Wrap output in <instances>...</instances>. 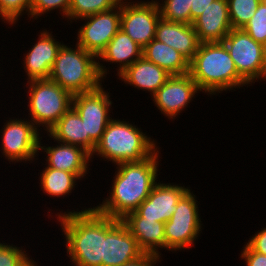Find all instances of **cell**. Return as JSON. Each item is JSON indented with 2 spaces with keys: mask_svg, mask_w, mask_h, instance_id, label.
Here are the masks:
<instances>
[{
  "mask_svg": "<svg viewBox=\"0 0 266 266\" xmlns=\"http://www.w3.org/2000/svg\"><path fill=\"white\" fill-rule=\"evenodd\" d=\"M246 244L255 252L266 255V228L255 232Z\"/></svg>",
  "mask_w": 266,
  "mask_h": 266,
  "instance_id": "cell-34",
  "label": "cell"
},
{
  "mask_svg": "<svg viewBox=\"0 0 266 266\" xmlns=\"http://www.w3.org/2000/svg\"><path fill=\"white\" fill-rule=\"evenodd\" d=\"M154 39L174 48L189 62L200 44L192 24L171 22L162 17L157 23Z\"/></svg>",
  "mask_w": 266,
  "mask_h": 266,
  "instance_id": "cell-21",
  "label": "cell"
},
{
  "mask_svg": "<svg viewBox=\"0 0 266 266\" xmlns=\"http://www.w3.org/2000/svg\"><path fill=\"white\" fill-rule=\"evenodd\" d=\"M77 21H84V24L78 28L76 43L98 57L120 30L121 1L111 10L99 12Z\"/></svg>",
  "mask_w": 266,
  "mask_h": 266,
  "instance_id": "cell-12",
  "label": "cell"
},
{
  "mask_svg": "<svg viewBox=\"0 0 266 266\" xmlns=\"http://www.w3.org/2000/svg\"><path fill=\"white\" fill-rule=\"evenodd\" d=\"M156 1L163 19L177 23L191 24L193 0H151ZM161 1V2H160Z\"/></svg>",
  "mask_w": 266,
  "mask_h": 266,
  "instance_id": "cell-27",
  "label": "cell"
},
{
  "mask_svg": "<svg viewBox=\"0 0 266 266\" xmlns=\"http://www.w3.org/2000/svg\"><path fill=\"white\" fill-rule=\"evenodd\" d=\"M232 29H242L257 11L261 0H227Z\"/></svg>",
  "mask_w": 266,
  "mask_h": 266,
  "instance_id": "cell-28",
  "label": "cell"
},
{
  "mask_svg": "<svg viewBox=\"0 0 266 266\" xmlns=\"http://www.w3.org/2000/svg\"><path fill=\"white\" fill-rule=\"evenodd\" d=\"M121 221L145 253L161 256L162 253L159 250L166 251L165 223L141 217L136 211L128 213Z\"/></svg>",
  "mask_w": 266,
  "mask_h": 266,
  "instance_id": "cell-20",
  "label": "cell"
},
{
  "mask_svg": "<svg viewBox=\"0 0 266 266\" xmlns=\"http://www.w3.org/2000/svg\"><path fill=\"white\" fill-rule=\"evenodd\" d=\"M146 1L121 0L120 29L142 48L155 38L161 18L157 2Z\"/></svg>",
  "mask_w": 266,
  "mask_h": 266,
  "instance_id": "cell-11",
  "label": "cell"
},
{
  "mask_svg": "<svg viewBox=\"0 0 266 266\" xmlns=\"http://www.w3.org/2000/svg\"><path fill=\"white\" fill-rule=\"evenodd\" d=\"M143 48L134 42L123 30H119L116 35L111 39L106 48L97 57V67L100 78L104 81L110 70L108 66L117 64V74L120 75L128 66L133 64L136 60L142 57ZM102 60V61H101ZM102 62V63H100Z\"/></svg>",
  "mask_w": 266,
  "mask_h": 266,
  "instance_id": "cell-18",
  "label": "cell"
},
{
  "mask_svg": "<svg viewBox=\"0 0 266 266\" xmlns=\"http://www.w3.org/2000/svg\"><path fill=\"white\" fill-rule=\"evenodd\" d=\"M39 176L40 191L49 197L63 199L75 190L81 179L74 173L44 166ZM79 180V181H78Z\"/></svg>",
  "mask_w": 266,
  "mask_h": 266,
  "instance_id": "cell-25",
  "label": "cell"
},
{
  "mask_svg": "<svg viewBox=\"0 0 266 266\" xmlns=\"http://www.w3.org/2000/svg\"><path fill=\"white\" fill-rule=\"evenodd\" d=\"M242 29L256 42L266 44V0H261L257 11Z\"/></svg>",
  "mask_w": 266,
  "mask_h": 266,
  "instance_id": "cell-32",
  "label": "cell"
},
{
  "mask_svg": "<svg viewBox=\"0 0 266 266\" xmlns=\"http://www.w3.org/2000/svg\"><path fill=\"white\" fill-rule=\"evenodd\" d=\"M197 93L201 91L189 73L171 75L152 96V100L156 108L160 110L159 112L173 121L181 115L184 109L188 108Z\"/></svg>",
  "mask_w": 266,
  "mask_h": 266,
  "instance_id": "cell-13",
  "label": "cell"
},
{
  "mask_svg": "<svg viewBox=\"0 0 266 266\" xmlns=\"http://www.w3.org/2000/svg\"><path fill=\"white\" fill-rule=\"evenodd\" d=\"M160 257L163 256H159L153 253H144L139 258L131 262L125 263L121 266H156V264L162 261V258Z\"/></svg>",
  "mask_w": 266,
  "mask_h": 266,
  "instance_id": "cell-35",
  "label": "cell"
},
{
  "mask_svg": "<svg viewBox=\"0 0 266 266\" xmlns=\"http://www.w3.org/2000/svg\"><path fill=\"white\" fill-rule=\"evenodd\" d=\"M55 214L65 238L72 266H102L104 258L105 215L93 206Z\"/></svg>",
  "mask_w": 266,
  "mask_h": 266,
  "instance_id": "cell-2",
  "label": "cell"
},
{
  "mask_svg": "<svg viewBox=\"0 0 266 266\" xmlns=\"http://www.w3.org/2000/svg\"><path fill=\"white\" fill-rule=\"evenodd\" d=\"M144 253L136 238L121 220L105 215L102 266H121L139 258Z\"/></svg>",
  "mask_w": 266,
  "mask_h": 266,
  "instance_id": "cell-14",
  "label": "cell"
},
{
  "mask_svg": "<svg viewBox=\"0 0 266 266\" xmlns=\"http://www.w3.org/2000/svg\"><path fill=\"white\" fill-rule=\"evenodd\" d=\"M158 148L157 141L143 132L141 127L124 119L121 121L113 118L106 126L90 158L92 162L97 155L100 160L106 159L105 161L108 160L107 162L110 161L113 165L139 162L150 157Z\"/></svg>",
  "mask_w": 266,
  "mask_h": 266,
  "instance_id": "cell-4",
  "label": "cell"
},
{
  "mask_svg": "<svg viewBox=\"0 0 266 266\" xmlns=\"http://www.w3.org/2000/svg\"><path fill=\"white\" fill-rule=\"evenodd\" d=\"M214 0H193V5L191 6V24L193 21L204 12V10L209 7L210 3Z\"/></svg>",
  "mask_w": 266,
  "mask_h": 266,
  "instance_id": "cell-36",
  "label": "cell"
},
{
  "mask_svg": "<svg viewBox=\"0 0 266 266\" xmlns=\"http://www.w3.org/2000/svg\"><path fill=\"white\" fill-rule=\"evenodd\" d=\"M38 41L28 48L23 56V68L27 82L32 80L49 79L51 69L54 65L57 53L63 43L56 39L50 30H42L39 32ZM58 40V41H56Z\"/></svg>",
  "mask_w": 266,
  "mask_h": 266,
  "instance_id": "cell-15",
  "label": "cell"
},
{
  "mask_svg": "<svg viewBox=\"0 0 266 266\" xmlns=\"http://www.w3.org/2000/svg\"><path fill=\"white\" fill-rule=\"evenodd\" d=\"M104 85L95 90L73 95L72 107L81 116L85 124V151L90 155L101 139L106 126L112 120L113 101L110 92L105 91Z\"/></svg>",
  "mask_w": 266,
  "mask_h": 266,
  "instance_id": "cell-8",
  "label": "cell"
},
{
  "mask_svg": "<svg viewBox=\"0 0 266 266\" xmlns=\"http://www.w3.org/2000/svg\"><path fill=\"white\" fill-rule=\"evenodd\" d=\"M189 74L199 90L210 97L250 86L238 73L223 42L200 43L189 62Z\"/></svg>",
  "mask_w": 266,
  "mask_h": 266,
  "instance_id": "cell-3",
  "label": "cell"
},
{
  "mask_svg": "<svg viewBox=\"0 0 266 266\" xmlns=\"http://www.w3.org/2000/svg\"><path fill=\"white\" fill-rule=\"evenodd\" d=\"M192 25L200 43L222 42L232 30L227 0H214Z\"/></svg>",
  "mask_w": 266,
  "mask_h": 266,
  "instance_id": "cell-19",
  "label": "cell"
},
{
  "mask_svg": "<svg viewBox=\"0 0 266 266\" xmlns=\"http://www.w3.org/2000/svg\"><path fill=\"white\" fill-rule=\"evenodd\" d=\"M26 88L27 117L41 132L47 133L72 107L73 95L49 79L29 81Z\"/></svg>",
  "mask_w": 266,
  "mask_h": 266,
  "instance_id": "cell-6",
  "label": "cell"
},
{
  "mask_svg": "<svg viewBox=\"0 0 266 266\" xmlns=\"http://www.w3.org/2000/svg\"><path fill=\"white\" fill-rule=\"evenodd\" d=\"M192 189L178 201L169 221L165 223L166 250L175 252L192 249L202 233L203 223L199 214L198 201Z\"/></svg>",
  "mask_w": 266,
  "mask_h": 266,
  "instance_id": "cell-7",
  "label": "cell"
},
{
  "mask_svg": "<svg viewBox=\"0 0 266 266\" xmlns=\"http://www.w3.org/2000/svg\"><path fill=\"white\" fill-rule=\"evenodd\" d=\"M142 56L170 75L189 73V61L180 52L156 39L151 40L143 48Z\"/></svg>",
  "mask_w": 266,
  "mask_h": 266,
  "instance_id": "cell-23",
  "label": "cell"
},
{
  "mask_svg": "<svg viewBox=\"0 0 266 266\" xmlns=\"http://www.w3.org/2000/svg\"><path fill=\"white\" fill-rule=\"evenodd\" d=\"M189 189L182 184L160 180L135 211L146 219L166 223L171 219L178 201Z\"/></svg>",
  "mask_w": 266,
  "mask_h": 266,
  "instance_id": "cell-16",
  "label": "cell"
},
{
  "mask_svg": "<svg viewBox=\"0 0 266 266\" xmlns=\"http://www.w3.org/2000/svg\"><path fill=\"white\" fill-rule=\"evenodd\" d=\"M46 134L50 140L77 145L85 150V124L73 107Z\"/></svg>",
  "mask_w": 266,
  "mask_h": 266,
  "instance_id": "cell-24",
  "label": "cell"
},
{
  "mask_svg": "<svg viewBox=\"0 0 266 266\" xmlns=\"http://www.w3.org/2000/svg\"><path fill=\"white\" fill-rule=\"evenodd\" d=\"M240 257L246 263V266H266V255L252 250L245 242L242 247Z\"/></svg>",
  "mask_w": 266,
  "mask_h": 266,
  "instance_id": "cell-33",
  "label": "cell"
},
{
  "mask_svg": "<svg viewBox=\"0 0 266 266\" xmlns=\"http://www.w3.org/2000/svg\"><path fill=\"white\" fill-rule=\"evenodd\" d=\"M70 46L60 47L49 80L72 95L95 90L104 83L98 73L97 57L77 43Z\"/></svg>",
  "mask_w": 266,
  "mask_h": 266,
  "instance_id": "cell-5",
  "label": "cell"
},
{
  "mask_svg": "<svg viewBox=\"0 0 266 266\" xmlns=\"http://www.w3.org/2000/svg\"><path fill=\"white\" fill-rule=\"evenodd\" d=\"M43 137H40L38 151L43 152L46 156L45 166L63 170L66 172L76 174L80 179H86L89 174L91 158L90 154L82 147L77 145L65 144L53 141L58 144L49 146V144H42ZM85 177V178H84Z\"/></svg>",
  "mask_w": 266,
  "mask_h": 266,
  "instance_id": "cell-17",
  "label": "cell"
},
{
  "mask_svg": "<svg viewBox=\"0 0 266 266\" xmlns=\"http://www.w3.org/2000/svg\"><path fill=\"white\" fill-rule=\"evenodd\" d=\"M2 133L1 148L2 156L9 161L10 164L15 163H33L39 157V140L41 131L28 118H9L5 120ZM12 162V163H11Z\"/></svg>",
  "mask_w": 266,
  "mask_h": 266,
  "instance_id": "cell-9",
  "label": "cell"
},
{
  "mask_svg": "<svg viewBox=\"0 0 266 266\" xmlns=\"http://www.w3.org/2000/svg\"><path fill=\"white\" fill-rule=\"evenodd\" d=\"M71 0H32L30 8V21L38 20L39 17L51 14L53 11H60L58 14H62L61 17L65 20L69 13Z\"/></svg>",
  "mask_w": 266,
  "mask_h": 266,
  "instance_id": "cell-31",
  "label": "cell"
},
{
  "mask_svg": "<svg viewBox=\"0 0 266 266\" xmlns=\"http://www.w3.org/2000/svg\"><path fill=\"white\" fill-rule=\"evenodd\" d=\"M238 73L252 86L266 80L264 45L256 42L243 29H232L222 41Z\"/></svg>",
  "mask_w": 266,
  "mask_h": 266,
  "instance_id": "cell-10",
  "label": "cell"
},
{
  "mask_svg": "<svg viewBox=\"0 0 266 266\" xmlns=\"http://www.w3.org/2000/svg\"><path fill=\"white\" fill-rule=\"evenodd\" d=\"M2 242L0 241V266H39L22 246Z\"/></svg>",
  "mask_w": 266,
  "mask_h": 266,
  "instance_id": "cell-29",
  "label": "cell"
},
{
  "mask_svg": "<svg viewBox=\"0 0 266 266\" xmlns=\"http://www.w3.org/2000/svg\"><path fill=\"white\" fill-rule=\"evenodd\" d=\"M160 147L148 158L139 162H123L115 165L112 186L102 203L93 206L98 212L114 219H123L128 213L135 211L150 195L153 187L160 179L158 161ZM159 172V174H158Z\"/></svg>",
  "mask_w": 266,
  "mask_h": 266,
  "instance_id": "cell-1",
  "label": "cell"
},
{
  "mask_svg": "<svg viewBox=\"0 0 266 266\" xmlns=\"http://www.w3.org/2000/svg\"><path fill=\"white\" fill-rule=\"evenodd\" d=\"M121 0H71L66 20L75 23L84 17L104 12L116 7Z\"/></svg>",
  "mask_w": 266,
  "mask_h": 266,
  "instance_id": "cell-26",
  "label": "cell"
},
{
  "mask_svg": "<svg viewBox=\"0 0 266 266\" xmlns=\"http://www.w3.org/2000/svg\"><path fill=\"white\" fill-rule=\"evenodd\" d=\"M171 75L143 56L128 66L119 76V80L132 88L146 91L151 97L162 87Z\"/></svg>",
  "mask_w": 266,
  "mask_h": 266,
  "instance_id": "cell-22",
  "label": "cell"
},
{
  "mask_svg": "<svg viewBox=\"0 0 266 266\" xmlns=\"http://www.w3.org/2000/svg\"><path fill=\"white\" fill-rule=\"evenodd\" d=\"M32 0H0V20L11 27L27 13L30 19Z\"/></svg>",
  "mask_w": 266,
  "mask_h": 266,
  "instance_id": "cell-30",
  "label": "cell"
},
{
  "mask_svg": "<svg viewBox=\"0 0 266 266\" xmlns=\"http://www.w3.org/2000/svg\"><path fill=\"white\" fill-rule=\"evenodd\" d=\"M264 61H265V64H266V44L264 45Z\"/></svg>",
  "mask_w": 266,
  "mask_h": 266,
  "instance_id": "cell-37",
  "label": "cell"
}]
</instances>
